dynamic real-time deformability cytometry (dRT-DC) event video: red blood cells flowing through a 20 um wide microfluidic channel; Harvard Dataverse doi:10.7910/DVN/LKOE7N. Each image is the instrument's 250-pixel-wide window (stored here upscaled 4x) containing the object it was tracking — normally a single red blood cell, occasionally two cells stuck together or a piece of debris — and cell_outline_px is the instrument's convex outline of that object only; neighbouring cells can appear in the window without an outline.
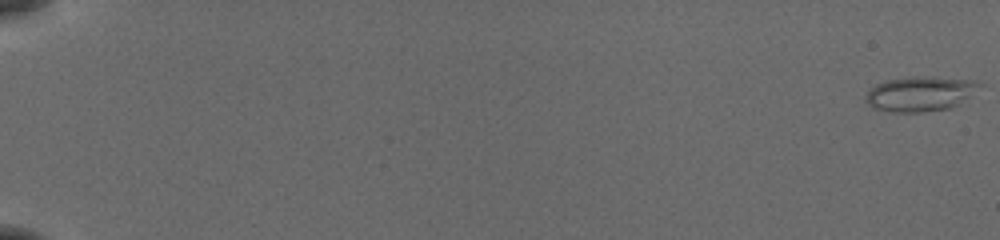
{"species": "common noctule bat (a hibernating species)", "species_latin": "Nyctalus noctula", "temperature_condition": "cold", "stored_images_in_passage": 50, "camera_frame_rate_fps": 3000, "um_per_image_px": 0.085, "animal": {"sex": "female", "body_mass_g": 19.5, "forearm_length_mm": 54.1}, "frame": {"image": 1, "passage_image": 1, "time_ms": 0.0, "image_size_px": [1000, 240], "cell_outline_px": [[984, 84], [968, 96], [956, 104], [948, 108], [920, 112], [892, 112], [872, 108], [864, 100], [864, 96], [868, 88], [884, 80], [912, 76], [924, 76], [976, 80]], "centroid_in_image_um": [78.13, 7.95], "position_along_channel_um": 6.9, "area_um2": 23.24}}
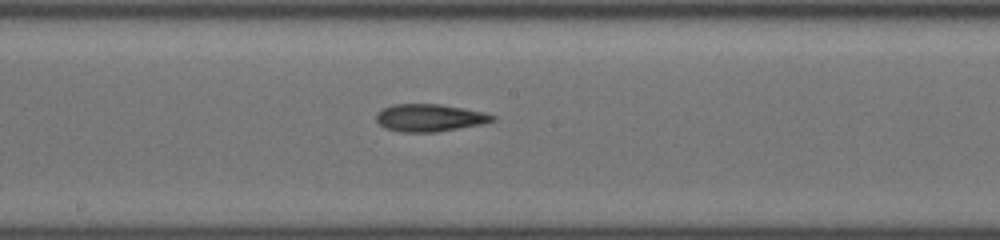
{"frame": {"image": 2, "passage_image": 33, "time_ms": 10.667, "image_size_px": [1000, 240], "cell_outline_px": [[496, 120], [480, 124], [436, 132], [400, 132], [384, 128], [376, 120], [376, 112], [392, 104], [440, 104], [464, 108], [484, 112], [496, 116]], "centroid_in_image_um": [36.49, 10.01], "position_along_channel_um": 211.7, "area_um2": 18.61}}
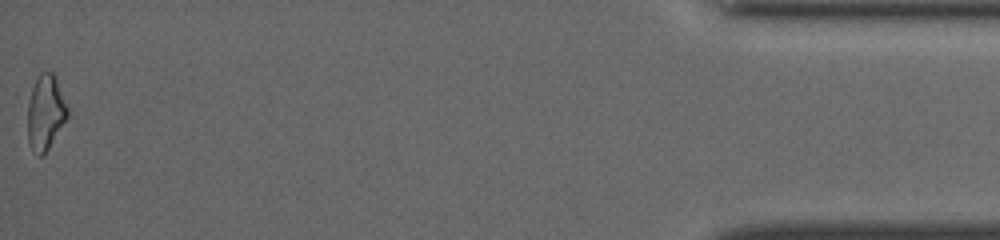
{"frame": {"image": 3, "passage_image": 50, "time_ms": 16.333, "image_size_px": [1000, 240], "cell_outline_px": [[68, 116], [44, 156], [36, 156], [28, 140], [28, 104], [32, 88], [40, 72], [52, 72], [56, 76], [68, 108]], "centroid_in_image_um": [3.87, 9.57], "position_along_channel_um": 431.3, "area_um2": 17.4}, "authors_computed_cell_mechanics": {"area_um2": 18.9584, "velocity_mm_per_s": 3.8978, "shape_relaxation_time_tau1_ms": 3.2412, "shape_relaxation_time_tau2_ms": 6.3844, "deformation_change_tau1": 0.1125, "deformation_change_tau2": 0.161}}